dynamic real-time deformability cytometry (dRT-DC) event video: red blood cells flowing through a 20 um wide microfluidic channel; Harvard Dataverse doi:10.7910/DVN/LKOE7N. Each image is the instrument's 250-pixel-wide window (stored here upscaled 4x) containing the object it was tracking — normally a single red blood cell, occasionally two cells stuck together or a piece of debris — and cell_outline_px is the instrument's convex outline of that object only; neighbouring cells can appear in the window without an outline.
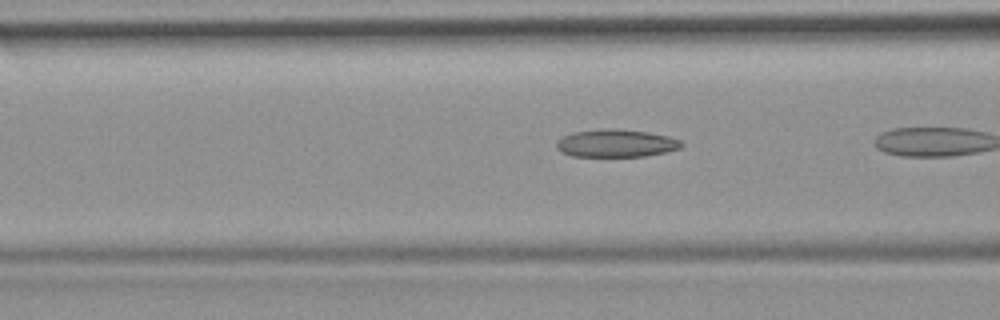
{"species": "common noctule bat (a hibernating species)", "species_latin": "Nyctalus noctula", "temperature_condition": "room temperature", "stored_images_in_passage": 12, "camera_frame_rate_fps": 3000, "um_per_image_px": 0.085, "animal": {"sex": "female", "body_mass_g": 19.9}, "frame": {"image": 1, "passage_image": 3, "time_ms": 0.667, "image_size_px": [1000, 320], "cell_outline_px": [[684, 144], [680, 148], [668, 152], [644, 156], [572, 156], [560, 152], [556, 148], [556, 140], [572, 132], [608, 128], [616, 128], [648, 132], [668, 136], [680, 140]], "centroid_in_image_um": [52.36, 12.17], "position_along_channel_um": 114.2, "area_um2": 20.35}}